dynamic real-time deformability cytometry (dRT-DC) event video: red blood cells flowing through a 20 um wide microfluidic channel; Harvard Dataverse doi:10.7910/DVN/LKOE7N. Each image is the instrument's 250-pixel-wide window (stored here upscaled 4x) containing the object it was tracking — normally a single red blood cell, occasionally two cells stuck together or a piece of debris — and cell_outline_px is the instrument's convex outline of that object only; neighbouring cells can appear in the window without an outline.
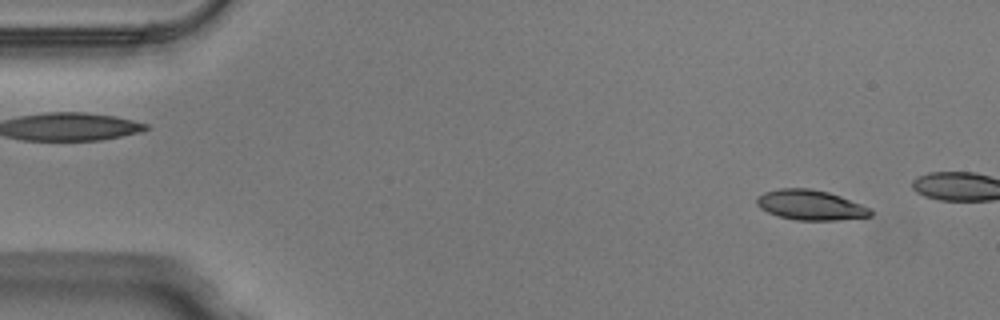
{"species": "Egyptian fruit bat (a non-hibernating species)", "species_latin": "Rousettus aegyptiacus", "temperature_condition": "warm", "stored_images_in_passage": 13, "camera_frame_rate_fps": 3000, "um_per_image_px": 0.085, "animal": {"sex": "male"}, "frame": {"image": 1, "passage_image": 4, "time_ms": 1.0, "image_size_px": [1000, 320], "cell_outline_px": [[872, 216], [836, 220], [796, 220], [780, 216], [768, 212], [760, 208], [756, 204], [756, 196], [764, 192], [780, 188], [812, 188], [828, 192], [840, 196], [872, 208]], "centroid_in_image_um": [68.89, 17.42], "position_along_channel_um": 16.1, "area_um2": 20.0}}